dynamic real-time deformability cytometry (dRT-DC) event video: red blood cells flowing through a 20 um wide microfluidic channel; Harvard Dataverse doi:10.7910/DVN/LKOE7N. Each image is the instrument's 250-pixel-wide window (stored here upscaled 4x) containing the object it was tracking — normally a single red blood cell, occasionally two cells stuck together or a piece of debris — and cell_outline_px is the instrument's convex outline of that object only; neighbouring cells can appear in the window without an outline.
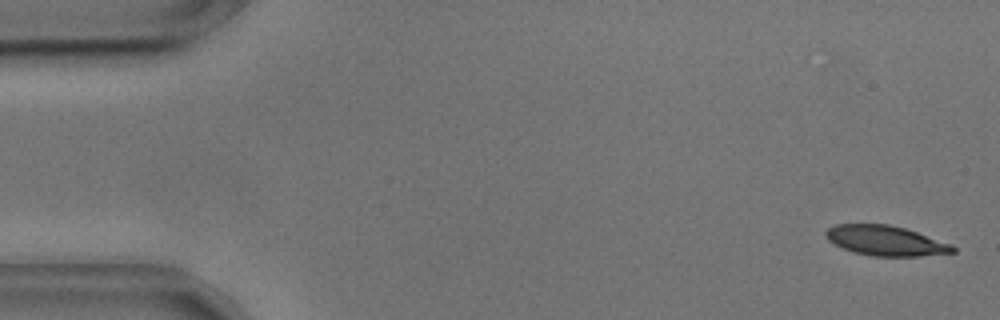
{"species": "common noctule bat (a hibernating species)", "species_latin": "Nyctalus noctula", "temperature_condition": "cold", "stored_images_in_passage": 55, "camera_frame_rate_fps": 3000, "um_per_image_px": 0.085, "animal": {"sex": "male", "body_mass_g": 17.9, "forearm_length_mm": 54.2}, "frame": {"image": 1, "passage_image": 2, "time_ms": 0.333, "image_size_px": [1000, 320], "cell_outline_px": [[956, 252], [920, 256], [872, 256], [852, 252], [828, 240], [824, 236], [824, 232], [828, 228], [836, 224], [888, 224], [904, 228], [952, 244], [956, 248]], "centroid_in_image_um": [75.27, 20.46], "position_along_channel_um": 9.7, "area_um2": 22.14}}
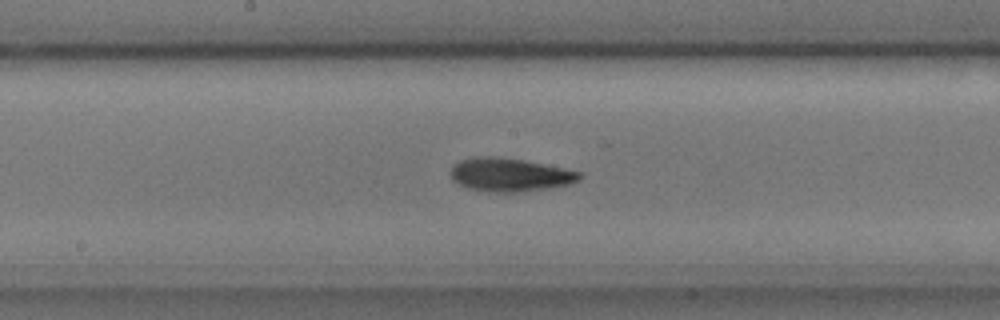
{"frame": {"image": 2, "passage_image": 28, "time_ms": 9.0, "image_size_px": [1000, 320], "cell_outline_px": [[584, 176], [580, 180], [568, 184], [548, 188], [516, 192], [488, 192], [468, 188], [452, 180], [452, 164], [460, 160], [472, 156], [492, 156], [524, 160], [564, 168], [580, 172]], "centroid_in_image_um": [43.33, 14.84], "position_along_channel_um": 204.9, "area_um2": 25.09}}
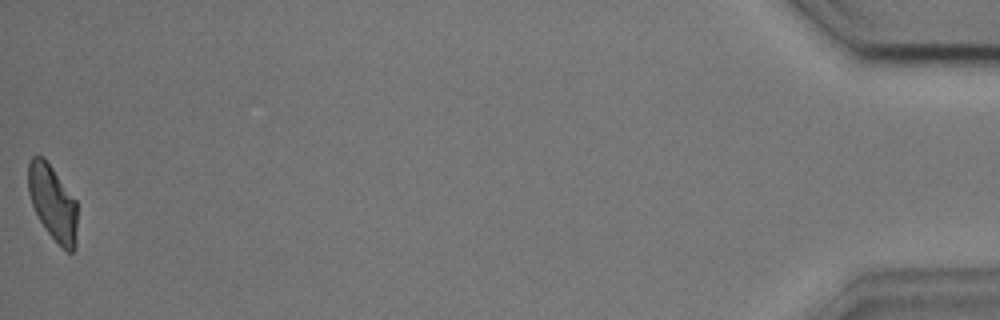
{"frame": {"image": 3, "passage_image": 55, "time_ms": 18.0, "image_size_px": [1000, 320], "cell_outline_px": [[76, 248], [72, 252], [68, 252], [48, 232], [40, 220], [32, 204], [28, 192], [28, 160], [32, 156], [44, 156], [76, 200]], "centroid_in_image_um": [4.47, 17.18], "position_along_channel_um": 430.7, "area_um2": 21.27}, "authors_computed_cell_mechanics": {"area_um2": 23.4668, "velocity_mm_per_s": 3.6134, "shape_relaxation_time_tau1_ms": 3.3496, "shape_relaxation_time_tau2_ms": 7.8763, "deformation_change_tau1": 0.1213, "deformation_change_tau2": 0.1579}}